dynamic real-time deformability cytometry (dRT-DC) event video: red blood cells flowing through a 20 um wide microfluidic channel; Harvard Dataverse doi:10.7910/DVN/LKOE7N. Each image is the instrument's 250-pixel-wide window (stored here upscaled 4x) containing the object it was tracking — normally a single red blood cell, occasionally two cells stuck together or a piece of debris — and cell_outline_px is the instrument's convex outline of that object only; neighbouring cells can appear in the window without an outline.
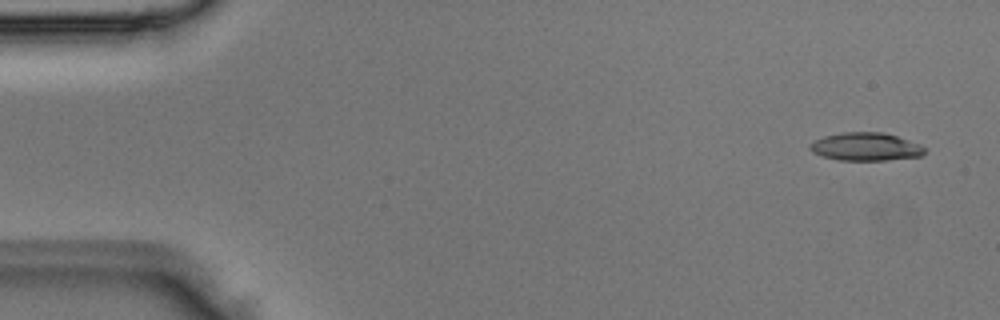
{"species": "Egyptian fruit bat (a non-hibernating species)", "species_latin": "Rousettus aegyptiacus", "temperature_condition": "room temperature", "stored_images_in_passage": 4, "camera_frame_rate_fps": 3000, "um_per_image_px": 0.085, "animal": {"sex": "male"}, "frame": {"image": 1, "passage_image": 1, "time_ms": 0.0, "image_size_px": [1000, 320], "cell_outline_px": [[924, 152], [920, 156], [888, 160], [840, 160], [824, 156], [812, 152], [808, 148], [808, 144], [824, 136], [844, 132], [880, 132], [896, 136], [920, 144], [924, 148]], "centroid_in_image_um": [73.56, 12.47], "position_along_channel_um": 11.4, "area_um2": 18.55}}
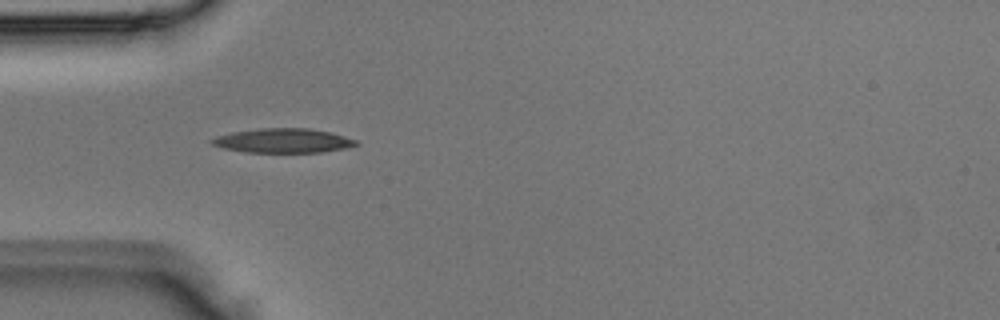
{"frame": {"image": 2, "passage_image": 4, "time_ms": 1.0, "image_size_px": [1000, 320], "cell_outline_px": [[360, 144], [344, 148], [324, 152], [244, 152], [220, 148], [212, 144], [208, 140], [216, 136], [232, 132], [260, 128], [308, 128], [332, 132], [356, 140]], "centroid_in_image_um": [24.03, 11.95], "position_along_channel_um": 61.0, "area_um2": 20.58}}